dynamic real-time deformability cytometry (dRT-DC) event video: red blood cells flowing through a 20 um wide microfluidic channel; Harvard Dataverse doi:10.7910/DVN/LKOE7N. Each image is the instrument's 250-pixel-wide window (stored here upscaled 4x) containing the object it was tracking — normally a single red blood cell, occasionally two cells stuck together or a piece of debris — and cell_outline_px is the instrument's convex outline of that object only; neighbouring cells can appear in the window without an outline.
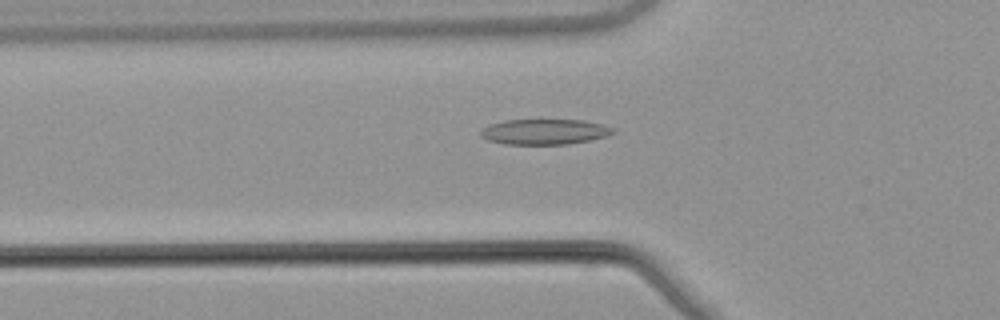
{"species": "common noctule bat (a hibernating species)", "species_latin": "Nyctalus noctula", "temperature_condition": "warm", "stored_images_in_passage": 53, "camera_frame_rate_fps": 3000, "um_per_image_px": 0.085, "animal": {"sex": "male", "body_mass_g": 21.5, "forearm_length_mm": 52.0}, "frame": {"image": 1, "passage_image": 19, "time_ms": 6.0, "image_size_px": [1000, 320], "cell_outline_px": [[616, 132], [608, 136], [568, 144], [508, 144], [488, 140], [480, 136], [480, 132], [488, 124], [504, 120], [584, 120], [600, 124], [612, 128]], "centroid_in_image_um": [46.27, 11.19], "position_along_channel_um": 79.5, "area_um2": 19.48}}
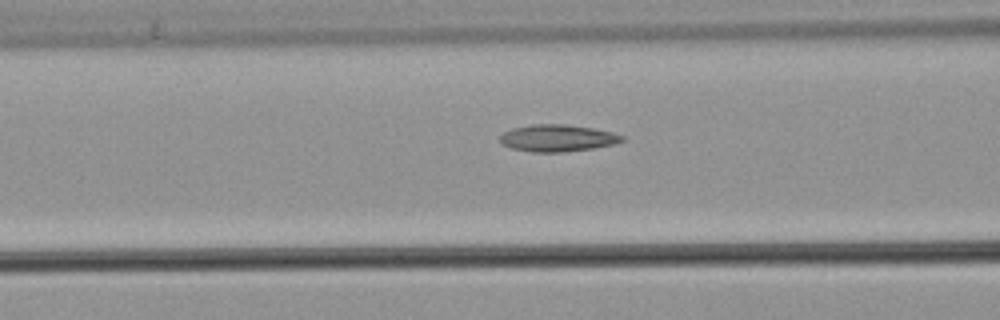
{"frame": {"image": 2, "passage_image": 22, "time_ms": 7.0, "image_size_px": [1000, 320], "cell_outline_px": [[624, 140], [616, 144], [592, 148], [560, 152], [532, 152], [512, 148], [500, 144], [500, 136], [504, 132], [512, 128], [532, 124], [568, 124], [592, 128], [612, 132], [624, 136]], "centroid_in_image_um": [47.38, 11.73], "position_along_channel_um": 119.2, "area_um2": 19.19}}
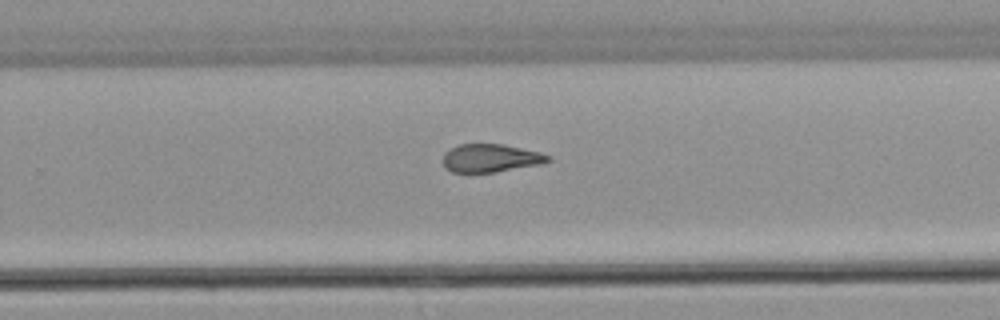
{"frame": {"image": 3, "passage_image": 35, "time_ms": 11.333, "image_size_px": [1000, 320], "cell_outline_px": [[552, 160], [540, 164], [496, 172], [452, 172], [444, 168], [444, 152], [460, 144], [504, 144], [540, 152], [552, 156]], "centroid_in_image_um": [41.73, 13.44], "position_along_channel_um": 288.1, "area_um2": 17.22}, "authors_computed_cell_mechanics": {"area_um2": 18.6694, "velocity_mm_per_s": 3.9085, "shape_relaxation_time_tau1_ms": null, "shape_relaxation_time_tau2_ms": 3.3734, "deformation_change_tau1": null, "deformation_change_tau2": 0.1175}}